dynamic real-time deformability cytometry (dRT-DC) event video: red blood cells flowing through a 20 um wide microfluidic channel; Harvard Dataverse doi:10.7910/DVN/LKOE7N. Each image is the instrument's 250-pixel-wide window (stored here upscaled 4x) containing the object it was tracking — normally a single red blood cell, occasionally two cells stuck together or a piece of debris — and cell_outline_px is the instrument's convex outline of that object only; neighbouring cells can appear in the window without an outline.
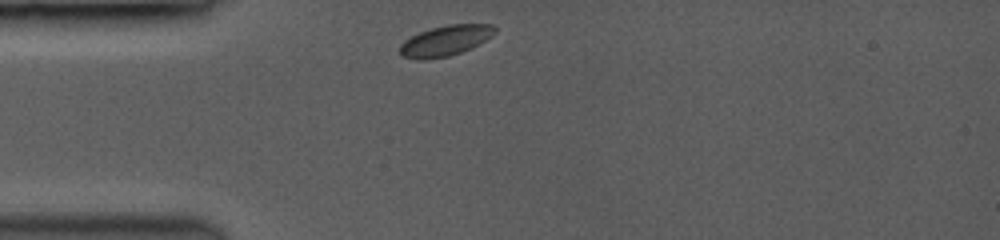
{"species": "common noctule bat (a hibernating species)", "species_latin": "Nyctalus noctula", "temperature_condition": "room temperature", "stored_images_in_passage": 37, "camera_frame_rate_fps": 3500, "um_per_image_px": 0.085, "animal": {"sex": "female", "body_mass_g": 19.0, "forearm_length_mm": 53.3}, "frame": {"image": 1, "passage_image": 1, "time_ms": 0.0, "image_size_px": [1000, 240], "cell_outline_px": [[496, 32], [492, 36], [460, 52], [448, 56], [420, 60], [404, 56], [400, 52], [400, 44], [404, 40], [420, 32], [432, 28], [448, 24], [496, 24]], "centroid_in_image_um": [37.87, 3.43], "position_along_channel_um": 47.1, "area_um2": 16.53}}
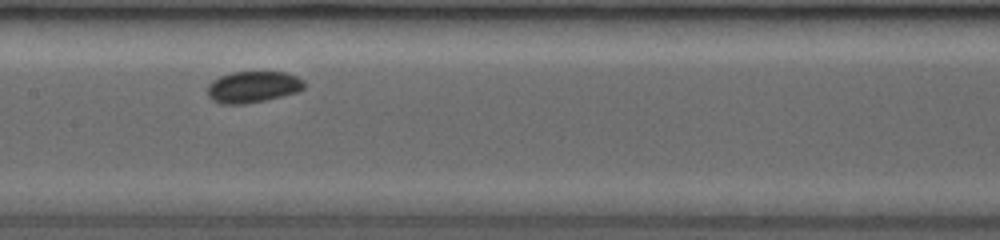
{"frame": {"image": 2, "passage_image": 15, "time_ms": 4.0, "image_size_px": [1000, 240], "cell_outline_px": [[304, 88], [296, 92], [264, 100], [240, 104], [228, 104], [216, 100], [208, 96], [208, 84], [212, 80], [220, 76], [232, 72], [288, 72], [304, 80]], "centroid_in_image_um": [21.51, 7.36], "position_along_channel_um": 185.9, "area_um2": 17.4}}
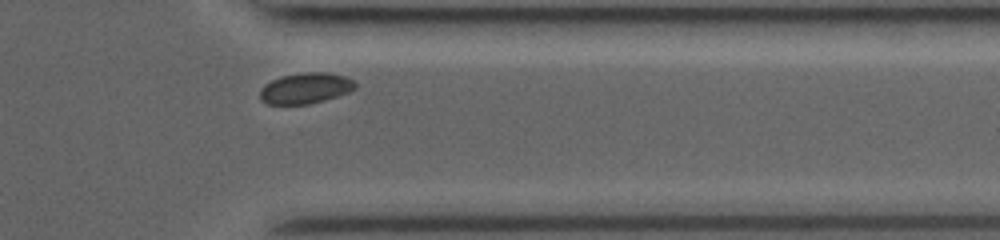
{"frame": {"image": 3, "passage_image": 33, "time_ms": 9.143, "image_size_px": [1000, 240], "cell_outline_px": [[356, 88], [348, 92], [324, 100], [308, 104], [268, 104], [260, 100], [260, 88], [264, 84], [272, 80], [284, 76], [308, 72], [324, 72], [344, 76], [352, 80], [356, 84]], "centroid_in_image_um": [25.94, 7.51], "position_along_channel_um": 385.5, "area_um2": 16.88}, "authors_computed_cell_mechanics": {"area_um2": 16.9354, "velocity_mm_per_s": 3.8538, "shape_relaxation_time_tau1_ms": 2.2771, "shape_relaxation_time_tau2_ms": null, "deformation_change_tau1": 0.03, "deformation_change_tau2": null}}